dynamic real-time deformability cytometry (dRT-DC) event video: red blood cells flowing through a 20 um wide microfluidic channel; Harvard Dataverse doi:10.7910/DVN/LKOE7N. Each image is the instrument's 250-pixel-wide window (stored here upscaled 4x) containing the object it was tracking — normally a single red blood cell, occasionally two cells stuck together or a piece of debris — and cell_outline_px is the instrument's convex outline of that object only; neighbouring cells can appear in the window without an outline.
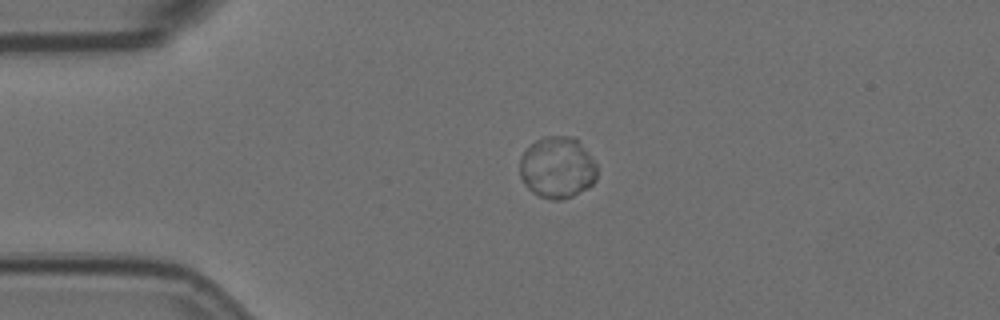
{"species": "Egyptian fruit bat (a non-hibernating species)", "species_latin": "Rousettus aegyptiacus", "temperature_condition": "room temperature", "stored_images_in_passage": 46, "camera_frame_rate_fps": 3000, "um_per_image_px": 0.085, "animal": {"sex": "female"}, "frame": {"image": 1, "passage_image": 1, "time_ms": 0.0, "image_size_px": [1000, 320], "cell_outline_px": [[596, 180], [588, 188], [572, 196], [560, 200], [552, 200], [540, 196], [532, 192], [524, 184], [520, 176], [520, 156], [536, 140], [544, 136], [572, 136], [580, 140], [596, 164]], "centroid_in_image_um": [47.38, 14.23], "position_along_channel_um": 37.6, "area_um2": 27.86}}
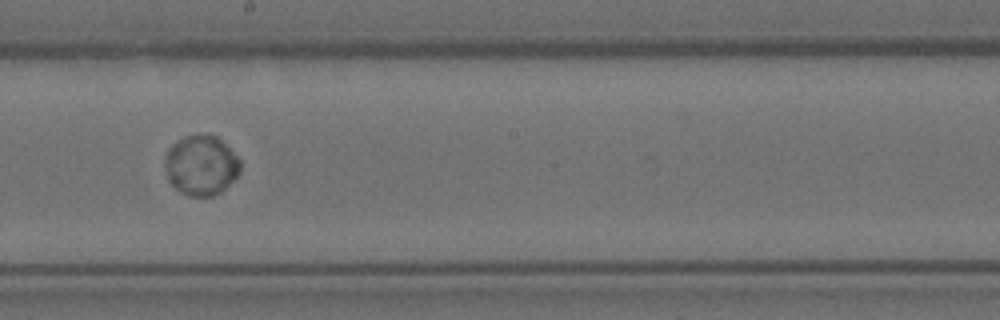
{"frame": {"image": 2, "passage_image": 20, "time_ms": 6.333, "image_size_px": [1000, 320], "cell_outline_px": [[240, 172], [220, 192], [212, 196], [188, 196], [180, 192], [168, 180], [164, 164], [164, 160], [172, 144], [184, 136], [216, 136], [240, 160]], "centroid_in_image_um": [17.06, 14.08], "position_along_channel_um": 231.1, "area_um2": 25.78}}
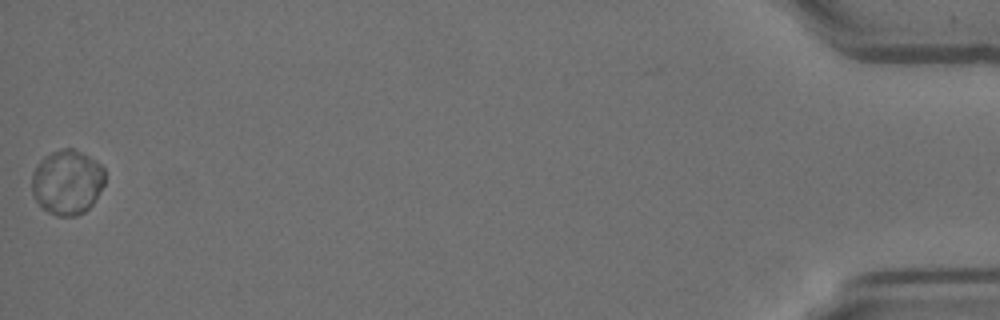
{"frame": {"image": 3, "passage_image": 45, "time_ms": 14.667, "image_size_px": [1000, 320], "cell_outline_px": [[104, 184], [92, 204], [84, 212], [76, 216], [56, 216], [48, 212], [36, 200], [32, 192], [32, 172], [40, 160], [44, 156], [60, 148], [72, 148], [88, 156], [100, 164], [104, 168]], "centroid_in_image_um": [5.7, 15.48], "position_along_channel_um": 429.5, "area_um2": 27.51}}